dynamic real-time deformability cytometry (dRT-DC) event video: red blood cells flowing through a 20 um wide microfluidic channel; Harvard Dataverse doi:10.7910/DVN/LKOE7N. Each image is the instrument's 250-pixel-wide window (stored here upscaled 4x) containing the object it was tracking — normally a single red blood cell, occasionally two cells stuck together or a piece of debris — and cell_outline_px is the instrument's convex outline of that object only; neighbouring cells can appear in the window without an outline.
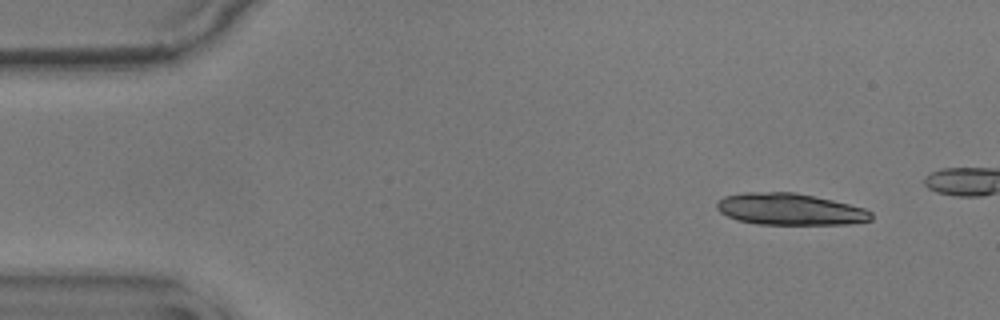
{"species": "common noctule bat (a hibernating species)", "species_latin": "Nyctalus noctula", "temperature_condition": "warm", "stored_images_in_passage": 45, "camera_frame_rate_fps": 3000, "um_per_image_px": 0.085, "animal": {"sex": "male", "body_mass_g": 17.9}, "frame": {"image": 1, "passage_image": 1, "time_ms": 0.0, "image_size_px": [1000, 320], "cell_outline_px": [[872, 220], [848, 224], [756, 224], [736, 220], [720, 212], [716, 208], [716, 200], [724, 196], [744, 192], [792, 192], [832, 200], [864, 208], [872, 212]], "centroid_in_image_um": [67.09, 17.78], "position_along_channel_um": 17.9, "area_um2": 28.5}, "authors_computed_cell_mechanics": {"area_um2": 18.9006, "velocity_mm_per_s": 3.5872, "shape_relaxation_time_tau1_ms": 3.4619, "shape_relaxation_time_tau2_ms": 1.4482, "deformation_change_tau1": 0.165, "deformation_change_tau2": 0.0989}}